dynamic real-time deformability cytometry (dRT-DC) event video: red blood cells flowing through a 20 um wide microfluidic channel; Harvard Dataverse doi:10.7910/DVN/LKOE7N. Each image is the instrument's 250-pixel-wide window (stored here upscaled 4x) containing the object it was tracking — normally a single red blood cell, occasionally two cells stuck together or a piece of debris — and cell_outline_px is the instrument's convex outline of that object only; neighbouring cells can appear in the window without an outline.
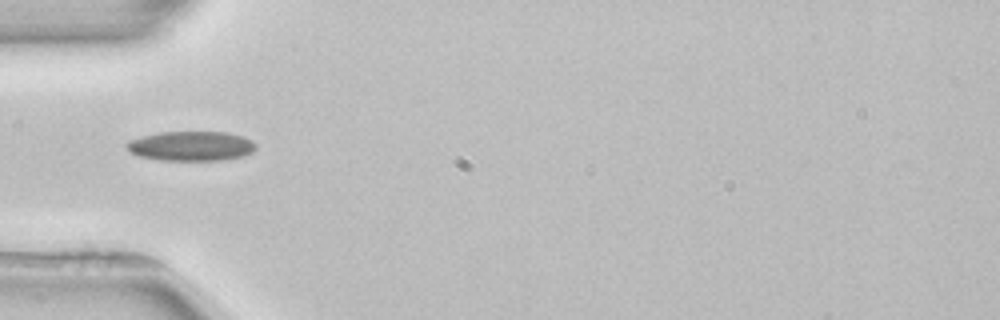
{"species": "common noctule bat (a hibernating species)", "species_latin": "Nyctalus noctula", "temperature_condition": "room temperature", "stored_images_in_passage": 1, "camera_frame_rate_fps": 3000, "um_per_image_px": 0.085, "animal": {"sex": "female", "body_mass_g": 22.7, "forearm_length_mm": 54.2}, "frame": {"image": 1, "passage_image": 1, "time_ms": 0.0, "image_size_px": [1000, 320], "cell_outline_px": [[256, 148], [252, 152], [244, 156], [220, 160], [160, 160], [140, 156], [132, 152], [124, 144], [128, 140], [140, 136], [160, 132], [228, 132], [244, 136], [252, 140], [256, 144]], "centroid_in_image_um": [16.27, 12.4], "position_along_channel_um": 68.7, "area_um2": 22.43}}